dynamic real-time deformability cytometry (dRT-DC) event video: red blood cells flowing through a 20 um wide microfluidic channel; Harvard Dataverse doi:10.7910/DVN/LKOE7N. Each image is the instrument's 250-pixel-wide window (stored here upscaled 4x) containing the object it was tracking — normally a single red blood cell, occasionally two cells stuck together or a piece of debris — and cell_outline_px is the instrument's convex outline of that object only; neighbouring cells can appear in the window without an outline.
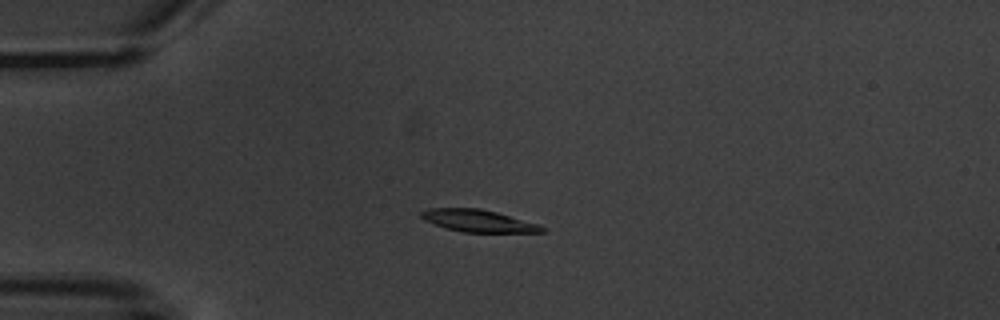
{"species": "common noctule bat (a hibernating species)", "species_latin": "Nyctalus noctula", "temperature_condition": "warm", "stored_images_in_passage": 4, "camera_frame_rate_fps": 3000, "um_per_image_px": 0.085, "animal": {"sex": "male", "body_mass_g": 20.1, "forearm_length_mm": 53.5}, "frame": {"image": 1, "passage_image": 4, "time_ms": 4.667, "image_size_px": [1000, 320], "cell_outline_px": [[548, 228], [544, 232], [464, 232], [444, 228], [424, 220], [420, 216], [420, 212], [428, 208], [480, 208], [496, 212], [536, 224]], "centroid_in_image_um": [40.6, 18.77], "position_along_channel_um": 44.4, "area_um2": 15.49}}